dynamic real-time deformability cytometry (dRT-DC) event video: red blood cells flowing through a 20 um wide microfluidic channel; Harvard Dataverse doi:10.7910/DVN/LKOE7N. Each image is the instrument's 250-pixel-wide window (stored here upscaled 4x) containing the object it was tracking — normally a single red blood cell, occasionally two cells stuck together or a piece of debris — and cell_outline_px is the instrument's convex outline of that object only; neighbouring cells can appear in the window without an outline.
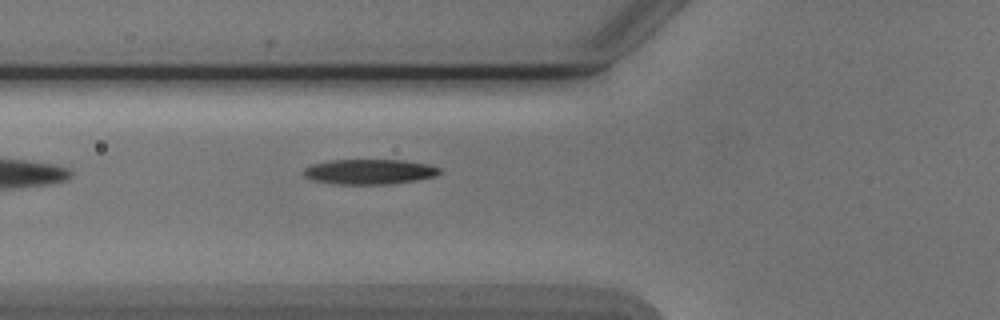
{"species": "Egyptian fruit bat (a non-hibernating species)", "species_latin": "Rousettus aegyptiacus", "temperature_condition": "cold", "stored_images_in_passage": 2, "camera_frame_rate_fps": 3000, "um_per_image_px": 0.085, "animal": {"sex": "male"}, "frame": {"image": 1, "passage_image": 2, "time_ms": 1.0, "image_size_px": [1000, 320], "cell_outline_px": [[444, 172], [436, 176], [416, 180], [388, 184], [340, 184], [312, 180], [304, 176], [300, 172], [304, 168], [312, 164], [328, 160], [404, 160], [428, 164], [440, 168]], "centroid_in_image_um": [31.4, 14.59], "position_along_channel_um": 94.4, "area_um2": 20.06}}